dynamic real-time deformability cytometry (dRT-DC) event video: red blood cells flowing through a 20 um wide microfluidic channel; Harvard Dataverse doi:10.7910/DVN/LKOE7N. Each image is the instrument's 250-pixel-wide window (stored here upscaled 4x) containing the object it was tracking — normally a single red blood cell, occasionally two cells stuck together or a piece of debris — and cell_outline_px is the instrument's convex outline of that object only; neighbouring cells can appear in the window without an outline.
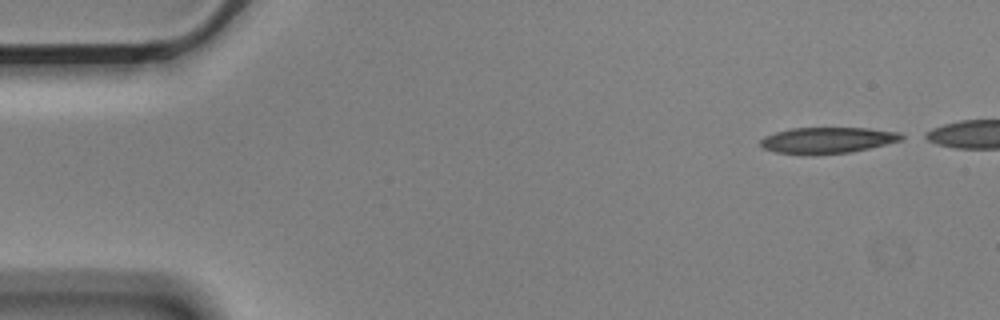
{"species": "Egyptian fruit bat (a non-hibernating species)", "species_latin": "Rousettus aegyptiacus", "temperature_condition": "cold", "stored_images_in_passage": 6, "camera_frame_rate_fps": 3000, "um_per_image_px": 0.085, "animal": {"sex": "male"}, "frame": {"image": 1, "passage_image": 1, "time_ms": 0.0, "image_size_px": [1000, 320], "cell_outline_px": [[908, 136], [900, 140], [868, 148], [848, 152], [812, 156], [776, 152], [764, 148], [760, 144], [760, 140], [764, 136], [776, 132], [792, 128], [868, 128], [900, 132]], "centroid_in_image_um": [70.32, 11.92], "position_along_channel_um": 14.7, "area_um2": 21.56}}
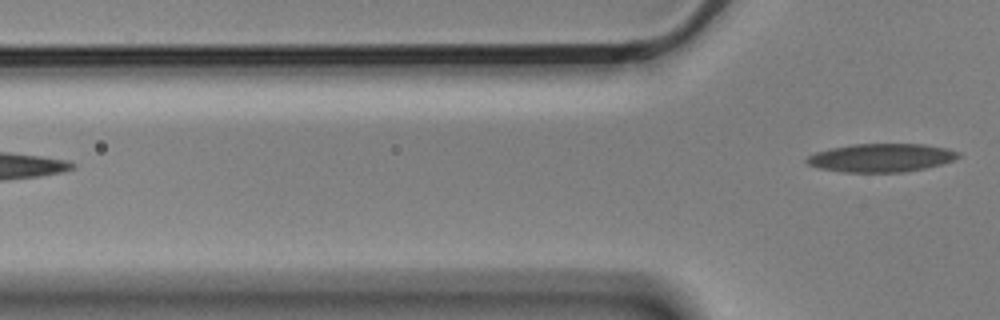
{"frame": {"image": 2, "passage_image": 6, "time_ms": 1.667, "image_size_px": [1000, 320], "cell_outline_px": [[960, 156], [956, 160], [924, 168], [900, 172], [844, 172], [820, 168], [808, 164], [804, 160], [808, 156], [816, 152], [828, 148], [852, 144], [924, 144], [948, 148], [960, 152]], "centroid_in_image_um": [74.91, 13.4], "position_along_channel_um": 50.9, "area_um2": 25.09}}